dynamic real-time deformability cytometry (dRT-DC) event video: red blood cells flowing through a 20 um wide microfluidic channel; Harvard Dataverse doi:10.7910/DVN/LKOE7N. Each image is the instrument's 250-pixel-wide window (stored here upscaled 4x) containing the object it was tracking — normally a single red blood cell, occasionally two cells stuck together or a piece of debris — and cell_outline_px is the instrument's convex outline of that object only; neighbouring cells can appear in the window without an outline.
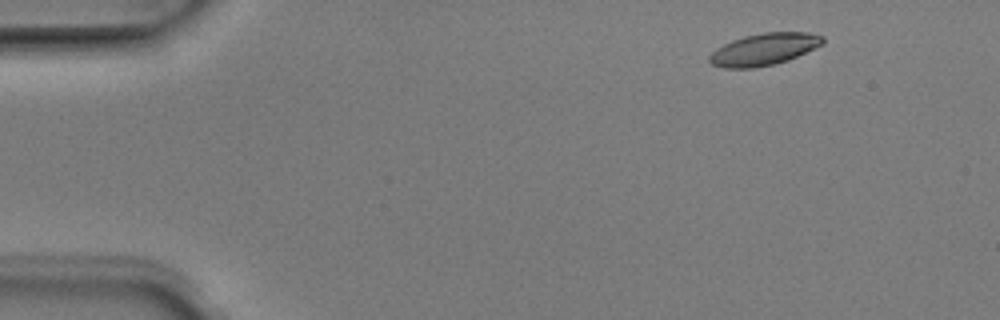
{"species": "Egyptian fruit bat (a non-hibernating species)", "species_latin": "Rousettus aegyptiacus", "temperature_condition": "room temperature", "stored_images_in_passage": 5, "camera_frame_rate_fps": 3000, "um_per_image_px": 0.085, "animal": {"sex": "male"}, "frame": {"image": 1, "passage_image": 2, "time_ms": 0.333, "image_size_px": [1000, 320], "cell_outline_px": [[824, 44], [788, 60], [772, 64], [752, 68], [720, 68], [712, 64], [708, 60], [708, 56], [716, 48], [732, 40], [744, 36], [764, 32], [808, 32], [824, 36]], "centroid_in_image_um": [64.93, 4.18], "position_along_channel_um": 20.1, "area_um2": 21.15}}
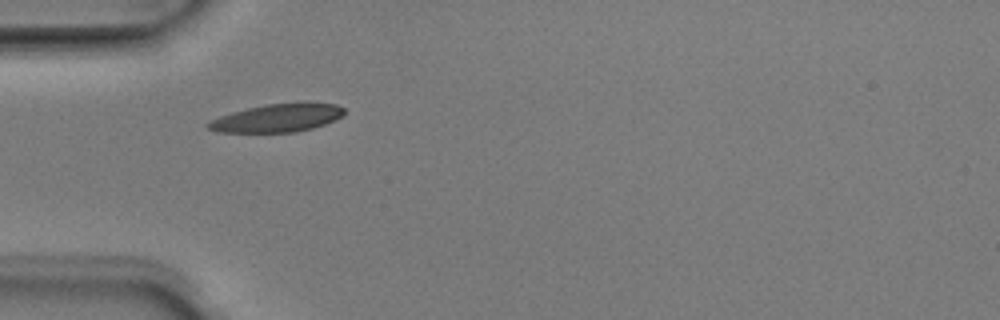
{"frame": {"image": 2, "passage_image": 4, "time_ms": 1.0, "image_size_px": [1000, 320], "cell_outline_px": [[344, 112], [340, 116], [324, 124], [312, 128], [296, 132], [216, 132], [208, 128], [204, 124], [208, 120], [232, 112], [248, 108], [268, 104], [336, 104], [344, 108]], "centroid_in_image_um": [23.46, 10.05], "position_along_channel_um": 61.5, "area_um2": 21.68}}
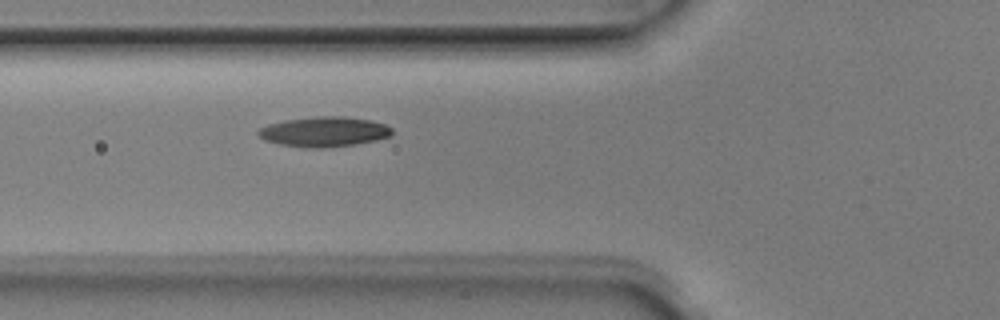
{"frame": {"image": 3, "passage_image": 5, "time_ms": 1.333, "image_size_px": [1000, 320], "cell_outline_px": [[392, 136], [376, 140], [356, 144], [324, 148], [308, 148], [280, 144], [264, 140], [256, 132], [260, 128], [268, 124], [284, 120], [320, 116], [340, 116], [372, 120], [384, 124], [392, 128]], "centroid_in_image_um": [27.56, 11.2], "position_along_channel_um": 98.2, "area_um2": 23.41}}